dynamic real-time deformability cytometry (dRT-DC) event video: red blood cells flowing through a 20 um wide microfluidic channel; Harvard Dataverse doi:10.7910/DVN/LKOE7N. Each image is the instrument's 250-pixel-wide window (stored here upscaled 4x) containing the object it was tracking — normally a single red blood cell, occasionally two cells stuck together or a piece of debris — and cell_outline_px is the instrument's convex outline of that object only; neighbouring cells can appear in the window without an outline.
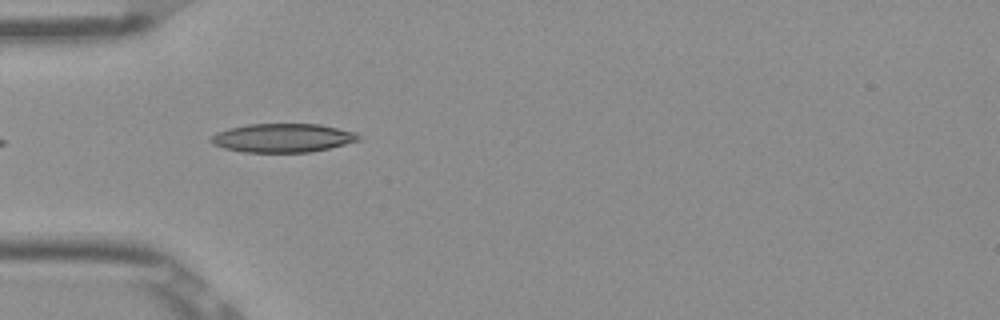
{"species": "Egyptian fruit bat (a non-hibernating species)", "species_latin": "Rousettus aegyptiacus", "temperature_condition": "room temperature", "stored_images_in_passage": 4, "camera_frame_rate_fps": 3000, "um_per_image_px": 0.085, "frame": {"image": 1, "passage_image": 1, "time_ms": 0.0, "image_size_px": [1000, 320], "cell_outline_px": [[360, 140], [312, 152], [244, 152], [224, 148], [212, 144], [208, 140], [216, 132], [228, 128], [248, 124], [320, 124], [356, 132], [360, 136]], "centroid_in_image_um": [24.0, 11.72], "position_along_channel_um": 61.0, "area_um2": 24.74}}